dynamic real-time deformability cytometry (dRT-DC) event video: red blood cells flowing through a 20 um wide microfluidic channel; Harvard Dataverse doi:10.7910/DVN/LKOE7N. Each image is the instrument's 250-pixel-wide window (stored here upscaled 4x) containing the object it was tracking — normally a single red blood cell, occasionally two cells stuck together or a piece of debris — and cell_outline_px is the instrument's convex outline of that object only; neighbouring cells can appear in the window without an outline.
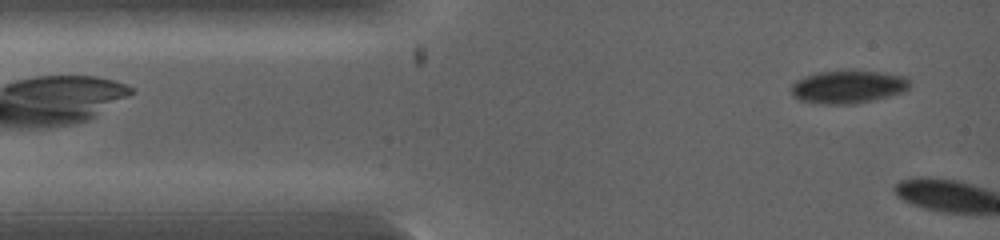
{"species": "common noctule bat (a hibernating species)", "species_latin": "Nyctalus noctula", "temperature_condition": "warm", "stored_images_in_passage": 2, "camera_frame_rate_fps": 5000, "um_per_image_px": 0.085, "animal": {"sex": "female", "body_mass_g": 19.0, "forearm_length_mm": 53.3}, "frame": {"image": 1, "passage_image": 1, "time_ms": 0.0, "image_size_px": [1000, 240], "cell_outline_px": [[908, 88], [900, 92], [888, 96], [872, 100], [852, 104], [816, 104], [800, 100], [792, 92], [792, 84], [796, 80], [804, 76], [816, 72], [856, 68], [884, 72], [908, 76]], "centroid_in_image_um": [72.08, 7.33], "position_along_channel_um": 12.9, "area_um2": 23.29}}